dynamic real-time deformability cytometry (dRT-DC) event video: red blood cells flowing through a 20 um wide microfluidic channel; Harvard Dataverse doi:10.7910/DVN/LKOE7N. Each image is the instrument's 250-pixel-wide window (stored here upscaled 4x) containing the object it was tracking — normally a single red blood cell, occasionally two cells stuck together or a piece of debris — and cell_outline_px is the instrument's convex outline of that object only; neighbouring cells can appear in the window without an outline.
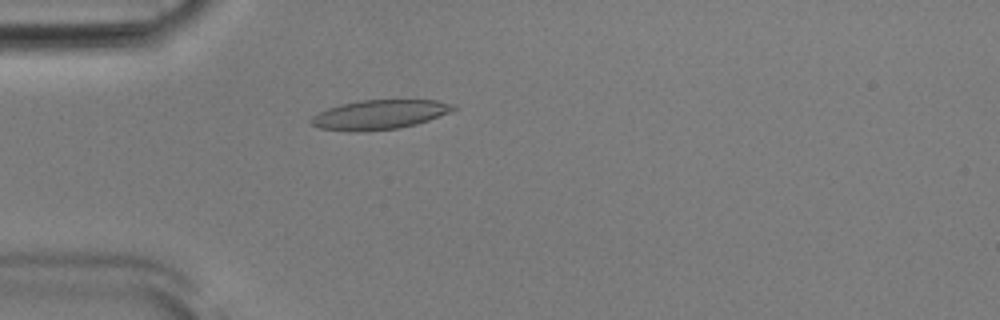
{"species": "Egyptian fruit bat (a non-hibernating species)", "species_latin": "Rousettus aegyptiacus", "temperature_condition": "room temperature", "stored_images_in_passage": 41, "camera_frame_rate_fps": 3000, "um_per_image_px": 0.085, "animal": {"sex": "male"}, "frame": {"image": 1, "passage_image": 4, "time_ms": 1.0, "image_size_px": [1000, 320], "cell_outline_px": [[456, 108], [448, 112], [428, 120], [416, 124], [400, 128], [364, 132], [352, 132], [320, 128], [312, 124], [308, 120], [312, 116], [328, 108], [340, 104], [360, 100], [436, 100], [456, 104]], "centroid_in_image_um": [32.23, 9.75], "position_along_channel_um": 52.8, "area_um2": 24.45}}
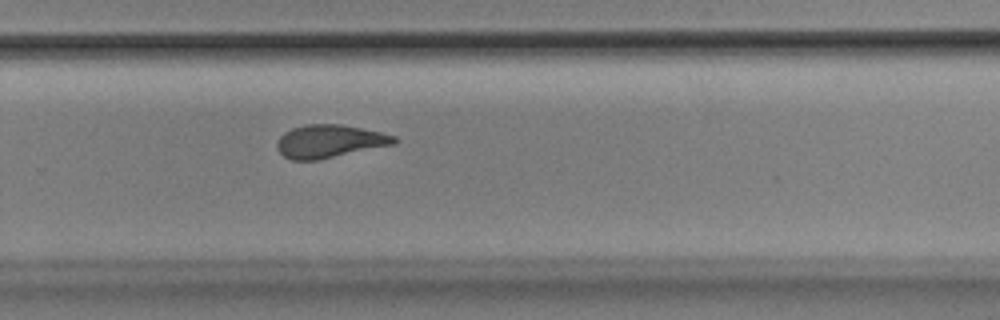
{"frame": {"image": 2, "passage_image": 24, "time_ms": 7.667, "image_size_px": [1000, 320], "cell_outline_px": [[396, 144], [316, 160], [292, 160], [284, 156], [276, 148], [276, 144], [280, 136], [284, 132], [292, 128], [304, 124], [340, 124], [380, 132], [396, 136]], "centroid_in_image_um": [27.98, 12.0], "position_along_channel_um": 301.8, "area_um2": 22.43}}
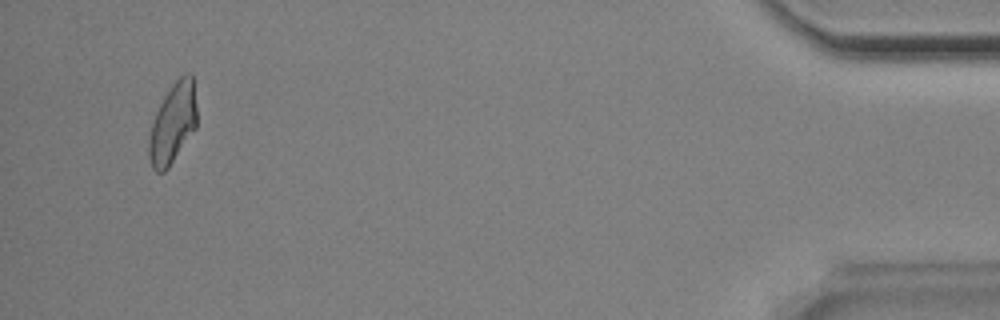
{"frame": {"image": 3, "passage_image": 39, "time_ms": 12.667, "image_size_px": [1000, 320], "cell_outline_px": [[196, 128], [168, 168], [164, 172], [156, 172], [152, 168], [148, 156], [148, 140], [152, 124], [156, 112], [164, 96], [172, 84], [184, 72], [188, 72], [192, 76], [196, 108]], "centroid_in_image_um": [14.67, 10.5], "position_along_channel_um": 420.5, "area_um2": 22.31}, "authors_computed_cell_mechanics": {"area_um2": 22.7732, "velocity_mm_per_s": 3.8816, "shape_relaxation_time_tau1_ms": 6.3536, "shape_relaxation_time_tau2_ms": 2.312, "deformation_change_tau1": 0.1736, "deformation_change_tau2": 0.0971}}